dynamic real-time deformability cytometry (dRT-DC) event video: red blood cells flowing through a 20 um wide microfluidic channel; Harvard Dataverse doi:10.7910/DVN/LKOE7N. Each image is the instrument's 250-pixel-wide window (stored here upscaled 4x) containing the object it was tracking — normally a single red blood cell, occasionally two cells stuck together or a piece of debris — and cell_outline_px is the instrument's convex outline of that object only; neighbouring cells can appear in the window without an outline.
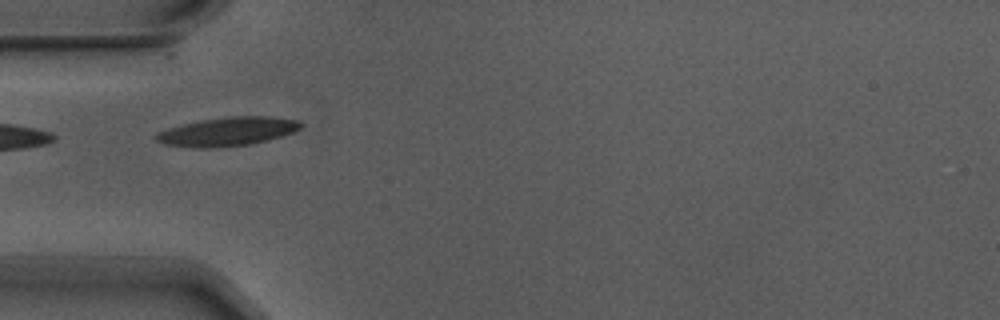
{"species": "Egyptian fruit bat (a non-hibernating species)", "species_latin": "Rousettus aegyptiacus", "temperature_condition": "warm", "stored_images_in_passage": 7, "camera_frame_rate_fps": 3000, "um_per_image_px": 0.085, "animal": {"sex": "male"}, "frame": {"image": 1, "passage_image": 3, "time_ms": 0.667, "image_size_px": [1000, 320], "cell_outline_px": [[304, 124], [300, 128], [292, 132], [268, 140], [252, 144], [220, 148], [192, 148], [164, 144], [156, 140], [152, 136], [156, 132], [168, 128], [184, 124], [204, 120], [228, 116], [268, 116], [300, 120]], "centroid_in_image_um": [19.32, 11.19], "position_along_channel_um": 65.7, "area_um2": 24.45}}
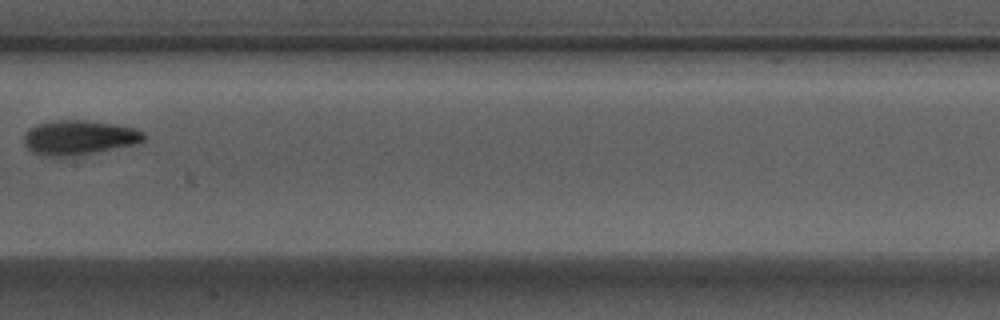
{"frame": {"image": 2, "passage_image": 6, "time_ms": 1.667, "image_size_px": [1000, 320], "cell_outline_px": [[148, 136], [144, 140], [136, 144], [96, 152], [72, 156], [48, 156], [32, 152], [24, 144], [24, 136], [36, 124], [52, 120], [88, 120], [136, 128], [144, 132]], "centroid_in_image_um": [6.75, 11.68], "position_along_channel_um": 200.6, "area_um2": 24.1}}
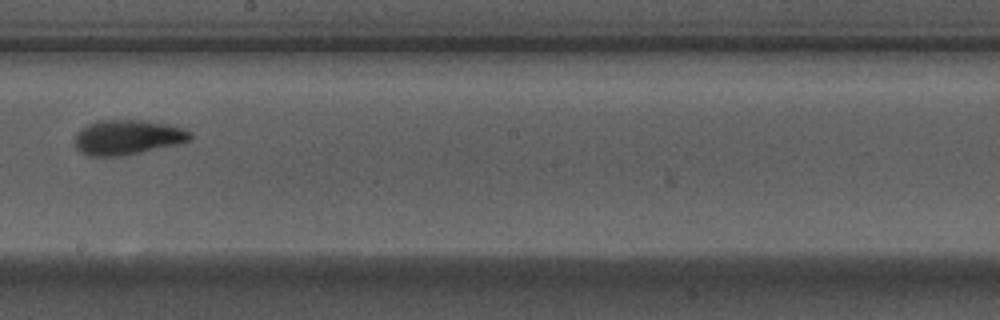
{"frame": {"image": 3, "passage_image": 7, "time_ms": 2.0, "image_size_px": [1000, 320], "cell_outline_px": [[192, 140], [180, 144], [120, 156], [88, 156], [80, 152], [76, 148], [76, 132], [80, 128], [96, 120], [148, 120], [168, 124], [184, 128], [192, 132]], "centroid_in_image_um": [10.87, 11.66], "position_along_channel_um": 237.3, "area_um2": 23.76}}